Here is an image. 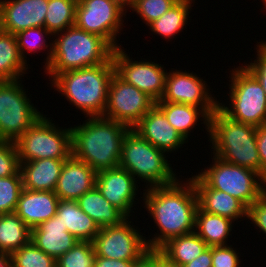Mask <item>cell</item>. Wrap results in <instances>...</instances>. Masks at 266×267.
Instances as JSON below:
<instances>
[{"label": "cell", "mask_w": 266, "mask_h": 267, "mask_svg": "<svg viewBox=\"0 0 266 267\" xmlns=\"http://www.w3.org/2000/svg\"><path fill=\"white\" fill-rule=\"evenodd\" d=\"M185 182L182 185L177 179L173 184L144 190V207L160 230V234L146 241L149 249H159L170 239L195 231L197 194L193 181L189 178Z\"/></svg>", "instance_id": "cell-1"}, {"label": "cell", "mask_w": 266, "mask_h": 267, "mask_svg": "<svg viewBox=\"0 0 266 267\" xmlns=\"http://www.w3.org/2000/svg\"><path fill=\"white\" fill-rule=\"evenodd\" d=\"M129 129L126 124L103 116L89 117L82 125L71 127L72 156L96 172L117 168Z\"/></svg>", "instance_id": "cell-2"}, {"label": "cell", "mask_w": 266, "mask_h": 267, "mask_svg": "<svg viewBox=\"0 0 266 267\" xmlns=\"http://www.w3.org/2000/svg\"><path fill=\"white\" fill-rule=\"evenodd\" d=\"M65 30L55 33V36L62 35L49 44L50 52L47 53L49 55L44 65L49 77L53 79L57 74L68 70L114 63V48L104 38L88 33L76 25Z\"/></svg>", "instance_id": "cell-3"}, {"label": "cell", "mask_w": 266, "mask_h": 267, "mask_svg": "<svg viewBox=\"0 0 266 267\" xmlns=\"http://www.w3.org/2000/svg\"><path fill=\"white\" fill-rule=\"evenodd\" d=\"M114 73V63H102L59 73L51 83L69 102L82 110L86 117L103 116Z\"/></svg>", "instance_id": "cell-4"}, {"label": "cell", "mask_w": 266, "mask_h": 267, "mask_svg": "<svg viewBox=\"0 0 266 267\" xmlns=\"http://www.w3.org/2000/svg\"><path fill=\"white\" fill-rule=\"evenodd\" d=\"M256 130V126L231 119L218 107L209 117V140L214 156L261 175Z\"/></svg>", "instance_id": "cell-5"}, {"label": "cell", "mask_w": 266, "mask_h": 267, "mask_svg": "<svg viewBox=\"0 0 266 267\" xmlns=\"http://www.w3.org/2000/svg\"><path fill=\"white\" fill-rule=\"evenodd\" d=\"M165 155V152L130 128L122 142L119 167L127 170L134 178L137 176L138 179L149 183L147 188L149 185L150 187L170 185L177 180V177Z\"/></svg>", "instance_id": "cell-6"}, {"label": "cell", "mask_w": 266, "mask_h": 267, "mask_svg": "<svg viewBox=\"0 0 266 267\" xmlns=\"http://www.w3.org/2000/svg\"><path fill=\"white\" fill-rule=\"evenodd\" d=\"M213 159L214 164L197 175L208 187L226 192L247 208L266 191V180L258 172L224 162L216 156Z\"/></svg>", "instance_id": "cell-7"}, {"label": "cell", "mask_w": 266, "mask_h": 267, "mask_svg": "<svg viewBox=\"0 0 266 267\" xmlns=\"http://www.w3.org/2000/svg\"><path fill=\"white\" fill-rule=\"evenodd\" d=\"M234 70L229 88L230 109L222 103L219 108L233 120L256 127L266 124V95L260 82L245 66Z\"/></svg>", "instance_id": "cell-8"}, {"label": "cell", "mask_w": 266, "mask_h": 267, "mask_svg": "<svg viewBox=\"0 0 266 267\" xmlns=\"http://www.w3.org/2000/svg\"><path fill=\"white\" fill-rule=\"evenodd\" d=\"M54 124L42 115L15 141L19 162L72 155L71 128L59 129Z\"/></svg>", "instance_id": "cell-9"}, {"label": "cell", "mask_w": 266, "mask_h": 267, "mask_svg": "<svg viewBox=\"0 0 266 267\" xmlns=\"http://www.w3.org/2000/svg\"><path fill=\"white\" fill-rule=\"evenodd\" d=\"M20 81H0V140L15 142L43 115L31 104Z\"/></svg>", "instance_id": "cell-10"}, {"label": "cell", "mask_w": 266, "mask_h": 267, "mask_svg": "<svg viewBox=\"0 0 266 267\" xmlns=\"http://www.w3.org/2000/svg\"><path fill=\"white\" fill-rule=\"evenodd\" d=\"M126 12L118 0H78L75 25L88 33L99 35L116 49L120 47L116 36L123 29L122 17Z\"/></svg>", "instance_id": "cell-11"}, {"label": "cell", "mask_w": 266, "mask_h": 267, "mask_svg": "<svg viewBox=\"0 0 266 267\" xmlns=\"http://www.w3.org/2000/svg\"><path fill=\"white\" fill-rule=\"evenodd\" d=\"M155 103L146 93L114 73L110 80L103 117L133 128Z\"/></svg>", "instance_id": "cell-12"}, {"label": "cell", "mask_w": 266, "mask_h": 267, "mask_svg": "<svg viewBox=\"0 0 266 267\" xmlns=\"http://www.w3.org/2000/svg\"><path fill=\"white\" fill-rule=\"evenodd\" d=\"M127 219L117 226L100 228L92 244L97 256L117 260H137L149 250L146 237Z\"/></svg>", "instance_id": "cell-13"}, {"label": "cell", "mask_w": 266, "mask_h": 267, "mask_svg": "<svg viewBox=\"0 0 266 267\" xmlns=\"http://www.w3.org/2000/svg\"><path fill=\"white\" fill-rule=\"evenodd\" d=\"M112 59L115 73L121 79L146 93L155 102L161 100L167 76L163 66L151 61H131L121 47L114 49Z\"/></svg>", "instance_id": "cell-14"}, {"label": "cell", "mask_w": 266, "mask_h": 267, "mask_svg": "<svg viewBox=\"0 0 266 267\" xmlns=\"http://www.w3.org/2000/svg\"><path fill=\"white\" fill-rule=\"evenodd\" d=\"M203 79L193 73L180 70L170 71L166 76L165 92L160 101L193 105L202 108L211 116L219 107L207 84ZM207 88V89H206Z\"/></svg>", "instance_id": "cell-15"}, {"label": "cell", "mask_w": 266, "mask_h": 267, "mask_svg": "<svg viewBox=\"0 0 266 267\" xmlns=\"http://www.w3.org/2000/svg\"><path fill=\"white\" fill-rule=\"evenodd\" d=\"M48 0H0V29L17 34L32 27H44Z\"/></svg>", "instance_id": "cell-16"}, {"label": "cell", "mask_w": 266, "mask_h": 267, "mask_svg": "<svg viewBox=\"0 0 266 267\" xmlns=\"http://www.w3.org/2000/svg\"><path fill=\"white\" fill-rule=\"evenodd\" d=\"M135 179L121 167L105 169L97 172L95 187L128 218L138 189Z\"/></svg>", "instance_id": "cell-17"}, {"label": "cell", "mask_w": 266, "mask_h": 267, "mask_svg": "<svg viewBox=\"0 0 266 267\" xmlns=\"http://www.w3.org/2000/svg\"><path fill=\"white\" fill-rule=\"evenodd\" d=\"M141 137L163 152H173L186 140L172 127L164 113L154 105L132 128Z\"/></svg>", "instance_id": "cell-18"}, {"label": "cell", "mask_w": 266, "mask_h": 267, "mask_svg": "<svg viewBox=\"0 0 266 267\" xmlns=\"http://www.w3.org/2000/svg\"><path fill=\"white\" fill-rule=\"evenodd\" d=\"M96 176L88 164L71 155L63 163L54 192L60 200L76 201L95 187Z\"/></svg>", "instance_id": "cell-19"}, {"label": "cell", "mask_w": 266, "mask_h": 267, "mask_svg": "<svg viewBox=\"0 0 266 267\" xmlns=\"http://www.w3.org/2000/svg\"><path fill=\"white\" fill-rule=\"evenodd\" d=\"M197 194L198 207L207 213L220 215L233 222L246 217L248 208L226 192L208 187L197 175L190 178Z\"/></svg>", "instance_id": "cell-20"}, {"label": "cell", "mask_w": 266, "mask_h": 267, "mask_svg": "<svg viewBox=\"0 0 266 267\" xmlns=\"http://www.w3.org/2000/svg\"><path fill=\"white\" fill-rule=\"evenodd\" d=\"M59 201L54 191H31L23 188L15 213L32 229L56 215Z\"/></svg>", "instance_id": "cell-21"}, {"label": "cell", "mask_w": 266, "mask_h": 267, "mask_svg": "<svg viewBox=\"0 0 266 267\" xmlns=\"http://www.w3.org/2000/svg\"><path fill=\"white\" fill-rule=\"evenodd\" d=\"M31 241L56 260L70 250L79 240L71 235L55 215L31 229Z\"/></svg>", "instance_id": "cell-22"}, {"label": "cell", "mask_w": 266, "mask_h": 267, "mask_svg": "<svg viewBox=\"0 0 266 267\" xmlns=\"http://www.w3.org/2000/svg\"><path fill=\"white\" fill-rule=\"evenodd\" d=\"M65 160L45 158L19 162L23 188L31 191H54Z\"/></svg>", "instance_id": "cell-23"}, {"label": "cell", "mask_w": 266, "mask_h": 267, "mask_svg": "<svg viewBox=\"0 0 266 267\" xmlns=\"http://www.w3.org/2000/svg\"><path fill=\"white\" fill-rule=\"evenodd\" d=\"M56 215L67 231L79 241L92 242L100 227L78 205L77 201L60 200Z\"/></svg>", "instance_id": "cell-24"}, {"label": "cell", "mask_w": 266, "mask_h": 267, "mask_svg": "<svg viewBox=\"0 0 266 267\" xmlns=\"http://www.w3.org/2000/svg\"><path fill=\"white\" fill-rule=\"evenodd\" d=\"M76 201L79 207L90 216L100 228L117 226L128 219L120 210L106 200L96 187L83 194Z\"/></svg>", "instance_id": "cell-25"}, {"label": "cell", "mask_w": 266, "mask_h": 267, "mask_svg": "<svg viewBox=\"0 0 266 267\" xmlns=\"http://www.w3.org/2000/svg\"><path fill=\"white\" fill-rule=\"evenodd\" d=\"M155 105L164 113L169 124L185 139L190 130L197 124L198 118H204V124L209 131V115L200 107L172 102H156ZM201 115V116H200ZM189 133V134H188Z\"/></svg>", "instance_id": "cell-26"}, {"label": "cell", "mask_w": 266, "mask_h": 267, "mask_svg": "<svg viewBox=\"0 0 266 267\" xmlns=\"http://www.w3.org/2000/svg\"><path fill=\"white\" fill-rule=\"evenodd\" d=\"M208 247L195 232H192L170 239L158 250L167 262L183 267L197 258Z\"/></svg>", "instance_id": "cell-27"}, {"label": "cell", "mask_w": 266, "mask_h": 267, "mask_svg": "<svg viewBox=\"0 0 266 267\" xmlns=\"http://www.w3.org/2000/svg\"><path fill=\"white\" fill-rule=\"evenodd\" d=\"M232 220L202 211L195 214V233L210 247L227 245L226 240L232 231ZM198 229V230H197Z\"/></svg>", "instance_id": "cell-28"}, {"label": "cell", "mask_w": 266, "mask_h": 267, "mask_svg": "<svg viewBox=\"0 0 266 267\" xmlns=\"http://www.w3.org/2000/svg\"><path fill=\"white\" fill-rule=\"evenodd\" d=\"M26 64L27 60L20 54L16 36L0 29V81L20 79L28 69Z\"/></svg>", "instance_id": "cell-29"}, {"label": "cell", "mask_w": 266, "mask_h": 267, "mask_svg": "<svg viewBox=\"0 0 266 267\" xmlns=\"http://www.w3.org/2000/svg\"><path fill=\"white\" fill-rule=\"evenodd\" d=\"M31 241V229L15 213L0 215V251L7 256Z\"/></svg>", "instance_id": "cell-30"}, {"label": "cell", "mask_w": 266, "mask_h": 267, "mask_svg": "<svg viewBox=\"0 0 266 267\" xmlns=\"http://www.w3.org/2000/svg\"><path fill=\"white\" fill-rule=\"evenodd\" d=\"M194 0H179L159 19L153 21L148 26L150 30L165 39H171L181 31L188 22L189 9ZM176 34V35H175Z\"/></svg>", "instance_id": "cell-31"}, {"label": "cell", "mask_w": 266, "mask_h": 267, "mask_svg": "<svg viewBox=\"0 0 266 267\" xmlns=\"http://www.w3.org/2000/svg\"><path fill=\"white\" fill-rule=\"evenodd\" d=\"M78 0H48L44 27L52 34L75 25Z\"/></svg>", "instance_id": "cell-32"}, {"label": "cell", "mask_w": 266, "mask_h": 267, "mask_svg": "<svg viewBox=\"0 0 266 267\" xmlns=\"http://www.w3.org/2000/svg\"><path fill=\"white\" fill-rule=\"evenodd\" d=\"M9 267H56V259L39 249L32 241L8 256Z\"/></svg>", "instance_id": "cell-33"}, {"label": "cell", "mask_w": 266, "mask_h": 267, "mask_svg": "<svg viewBox=\"0 0 266 267\" xmlns=\"http://www.w3.org/2000/svg\"><path fill=\"white\" fill-rule=\"evenodd\" d=\"M95 258L92 242L78 241L56 260V267H94Z\"/></svg>", "instance_id": "cell-34"}, {"label": "cell", "mask_w": 266, "mask_h": 267, "mask_svg": "<svg viewBox=\"0 0 266 267\" xmlns=\"http://www.w3.org/2000/svg\"><path fill=\"white\" fill-rule=\"evenodd\" d=\"M22 190L20 170L15 175L0 178V215L15 212Z\"/></svg>", "instance_id": "cell-35"}, {"label": "cell", "mask_w": 266, "mask_h": 267, "mask_svg": "<svg viewBox=\"0 0 266 267\" xmlns=\"http://www.w3.org/2000/svg\"><path fill=\"white\" fill-rule=\"evenodd\" d=\"M47 35L50 36L52 34L45 27H32L15 34L22 58L24 60L27 58L24 54L26 50L34 51L35 53L38 49L42 50L45 47L47 49L49 45H47L44 39Z\"/></svg>", "instance_id": "cell-36"}, {"label": "cell", "mask_w": 266, "mask_h": 267, "mask_svg": "<svg viewBox=\"0 0 266 267\" xmlns=\"http://www.w3.org/2000/svg\"><path fill=\"white\" fill-rule=\"evenodd\" d=\"M179 0H139L131 9L149 25L159 19Z\"/></svg>", "instance_id": "cell-37"}, {"label": "cell", "mask_w": 266, "mask_h": 267, "mask_svg": "<svg viewBox=\"0 0 266 267\" xmlns=\"http://www.w3.org/2000/svg\"><path fill=\"white\" fill-rule=\"evenodd\" d=\"M20 170L15 142L0 140V178L15 175Z\"/></svg>", "instance_id": "cell-38"}, {"label": "cell", "mask_w": 266, "mask_h": 267, "mask_svg": "<svg viewBox=\"0 0 266 267\" xmlns=\"http://www.w3.org/2000/svg\"><path fill=\"white\" fill-rule=\"evenodd\" d=\"M238 254L232 245L212 246V267H240Z\"/></svg>", "instance_id": "cell-39"}, {"label": "cell", "mask_w": 266, "mask_h": 267, "mask_svg": "<svg viewBox=\"0 0 266 267\" xmlns=\"http://www.w3.org/2000/svg\"><path fill=\"white\" fill-rule=\"evenodd\" d=\"M259 43L261 44L257 45V59L245 67L257 78L266 95V42Z\"/></svg>", "instance_id": "cell-40"}, {"label": "cell", "mask_w": 266, "mask_h": 267, "mask_svg": "<svg viewBox=\"0 0 266 267\" xmlns=\"http://www.w3.org/2000/svg\"><path fill=\"white\" fill-rule=\"evenodd\" d=\"M247 218L266 234V191L248 207Z\"/></svg>", "instance_id": "cell-41"}, {"label": "cell", "mask_w": 266, "mask_h": 267, "mask_svg": "<svg viewBox=\"0 0 266 267\" xmlns=\"http://www.w3.org/2000/svg\"><path fill=\"white\" fill-rule=\"evenodd\" d=\"M256 141L261 162V176L266 180V124L257 127Z\"/></svg>", "instance_id": "cell-42"}, {"label": "cell", "mask_w": 266, "mask_h": 267, "mask_svg": "<svg viewBox=\"0 0 266 267\" xmlns=\"http://www.w3.org/2000/svg\"><path fill=\"white\" fill-rule=\"evenodd\" d=\"M135 260H117L96 255L94 267H132Z\"/></svg>", "instance_id": "cell-43"}, {"label": "cell", "mask_w": 266, "mask_h": 267, "mask_svg": "<svg viewBox=\"0 0 266 267\" xmlns=\"http://www.w3.org/2000/svg\"><path fill=\"white\" fill-rule=\"evenodd\" d=\"M183 267H212V246L205 249L197 258Z\"/></svg>", "instance_id": "cell-44"}, {"label": "cell", "mask_w": 266, "mask_h": 267, "mask_svg": "<svg viewBox=\"0 0 266 267\" xmlns=\"http://www.w3.org/2000/svg\"><path fill=\"white\" fill-rule=\"evenodd\" d=\"M132 267H156V249L147 250L139 259L133 262Z\"/></svg>", "instance_id": "cell-45"}, {"label": "cell", "mask_w": 266, "mask_h": 267, "mask_svg": "<svg viewBox=\"0 0 266 267\" xmlns=\"http://www.w3.org/2000/svg\"><path fill=\"white\" fill-rule=\"evenodd\" d=\"M156 267H178L176 265L170 264L164 258L162 253L156 249Z\"/></svg>", "instance_id": "cell-46"}, {"label": "cell", "mask_w": 266, "mask_h": 267, "mask_svg": "<svg viewBox=\"0 0 266 267\" xmlns=\"http://www.w3.org/2000/svg\"><path fill=\"white\" fill-rule=\"evenodd\" d=\"M139 0H118L119 4L125 9L126 6L128 8H132Z\"/></svg>", "instance_id": "cell-47"}, {"label": "cell", "mask_w": 266, "mask_h": 267, "mask_svg": "<svg viewBox=\"0 0 266 267\" xmlns=\"http://www.w3.org/2000/svg\"><path fill=\"white\" fill-rule=\"evenodd\" d=\"M0 267H9L8 256L3 251H0Z\"/></svg>", "instance_id": "cell-48"}, {"label": "cell", "mask_w": 266, "mask_h": 267, "mask_svg": "<svg viewBox=\"0 0 266 267\" xmlns=\"http://www.w3.org/2000/svg\"><path fill=\"white\" fill-rule=\"evenodd\" d=\"M262 2L264 3V6L266 7V0H263Z\"/></svg>", "instance_id": "cell-49"}]
</instances>
